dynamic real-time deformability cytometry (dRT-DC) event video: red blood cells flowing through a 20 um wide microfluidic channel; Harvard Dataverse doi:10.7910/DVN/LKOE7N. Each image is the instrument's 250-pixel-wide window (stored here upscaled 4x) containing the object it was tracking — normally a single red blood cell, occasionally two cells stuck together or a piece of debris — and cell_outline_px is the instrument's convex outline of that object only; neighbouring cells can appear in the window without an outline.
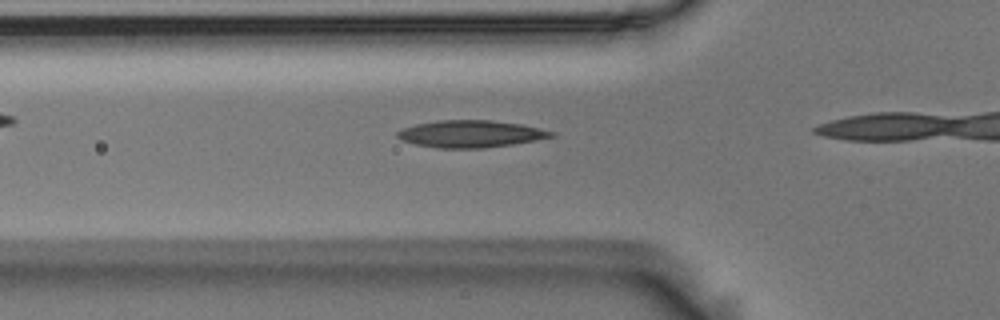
{"species": "Egyptian fruit bat (a non-hibernating species)", "species_latin": "Rousettus aegyptiacus", "temperature_condition": "room temperature", "stored_images_in_passage": 5, "camera_frame_rate_fps": 3000, "um_per_image_px": 0.085, "animal": {"sex": "male"}, "frame": {"image": 1, "passage_image": 3, "time_ms": 0.667, "image_size_px": [1000, 320], "cell_outline_px": [[556, 136], [536, 140], [512, 144], [484, 148], [436, 148], [416, 144], [400, 140], [396, 136], [396, 132], [404, 128], [416, 124], [440, 120], [492, 120], [520, 124], [540, 128], [556, 132]], "centroid_in_image_um": [40.02, 11.38], "position_along_channel_um": 85.8, "area_um2": 24.33}}